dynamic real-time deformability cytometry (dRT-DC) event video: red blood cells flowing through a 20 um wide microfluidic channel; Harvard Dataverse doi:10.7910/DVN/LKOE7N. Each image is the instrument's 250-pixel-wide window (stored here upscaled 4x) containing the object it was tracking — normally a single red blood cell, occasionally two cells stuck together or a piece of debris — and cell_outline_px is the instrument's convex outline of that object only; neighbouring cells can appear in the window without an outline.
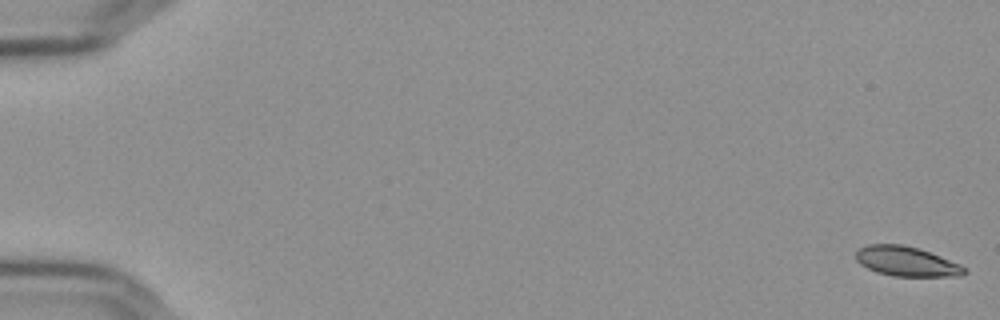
{"species": "Egyptian fruit bat (a non-hibernating species)", "species_latin": "Rousettus aegyptiacus", "temperature_condition": "cold", "stored_images_in_passage": 57, "camera_frame_rate_fps": 3000, "um_per_image_px": 0.085, "frame": {"image": 1, "passage_image": 1, "time_ms": 0.0, "image_size_px": [1000, 320], "cell_outline_px": [[968, 272], [960, 276], [892, 276], [876, 272], [860, 264], [856, 260], [856, 252], [860, 248], [868, 244], [904, 244], [940, 256], [960, 264], [968, 268]], "centroid_in_image_um": [77.06, 22.22], "position_along_channel_um": 7.9, "area_um2": 18.79}}
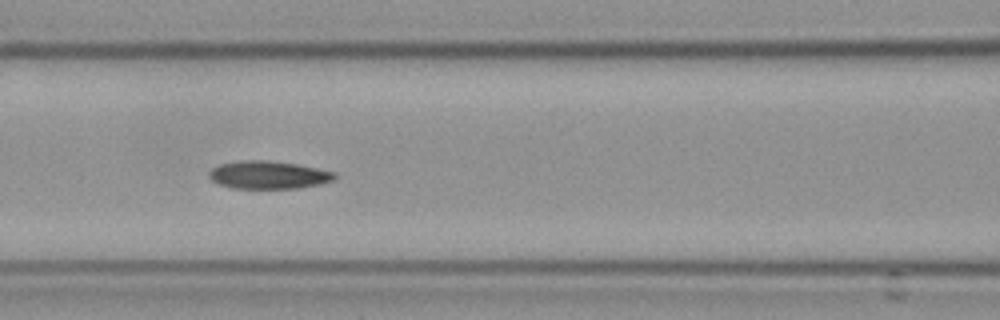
{"frame": {"image": 2, "passage_image": 26, "time_ms": 8.333, "image_size_px": [1000, 320], "cell_outline_px": [[336, 176], [332, 180], [320, 184], [300, 188], [232, 188], [220, 184], [212, 180], [208, 176], [208, 172], [212, 168], [220, 164], [244, 160], [268, 160], [296, 164], [336, 172]], "centroid_in_image_um": [22.81, 14.86], "position_along_channel_um": 143.8, "area_um2": 20.29}}
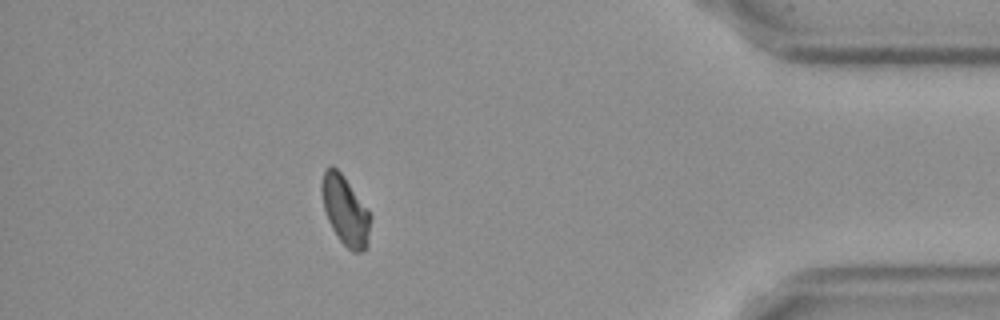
{"frame": {"image": 3, "passage_image": 51, "time_ms": 16.667, "image_size_px": [1000, 320], "cell_outline_px": [[372, 216], [368, 244], [360, 252], [352, 252], [340, 240], [332, 228], [328, 220], [324, 208], [320, 188], [320, 184], [324, 172], [332, 164], [344, 176]], "centroid_in_image_um": [29.35, 17.89], "position_along_channel_um": 405.9, "area_um2": 19.54}}